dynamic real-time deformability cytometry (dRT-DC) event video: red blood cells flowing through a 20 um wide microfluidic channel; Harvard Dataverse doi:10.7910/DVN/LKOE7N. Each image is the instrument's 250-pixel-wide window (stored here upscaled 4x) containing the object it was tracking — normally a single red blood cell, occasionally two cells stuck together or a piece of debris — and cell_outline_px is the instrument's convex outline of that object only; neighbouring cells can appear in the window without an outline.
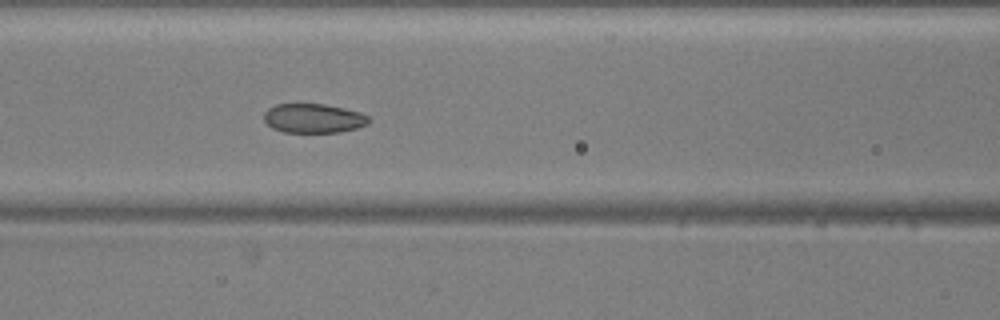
{"species": "common noctule bat (a hibernating species)", "species_latin": "Nyctalus noctula", "temperature_condition": "warm", "stored_images_in_passage": 14, "camera_frame_rate_fps": 3000, "um_per_image_px": 0.085, "animal": {"sex": "male", "body_mass_g": 20.5, "forearm_length_mm": 52.5}, "frame": {"image": 1, "passage_image": 10, "time_ms": 3.0, "image_size_px": [1000, 320], "cell_outline_px": [[372, 120], [368, 124], [356, 128], [340, 132], [284, 132], [272, 128], [264, 120], [264, 112], [268, 108], [276, 104], [324, 104], [344, 108], [360, 112], [368, 116]], "centroid_in_image_um": [26.66, 10.05], "position_along_channel_um": 139.9, "area_um2": 17.92}}